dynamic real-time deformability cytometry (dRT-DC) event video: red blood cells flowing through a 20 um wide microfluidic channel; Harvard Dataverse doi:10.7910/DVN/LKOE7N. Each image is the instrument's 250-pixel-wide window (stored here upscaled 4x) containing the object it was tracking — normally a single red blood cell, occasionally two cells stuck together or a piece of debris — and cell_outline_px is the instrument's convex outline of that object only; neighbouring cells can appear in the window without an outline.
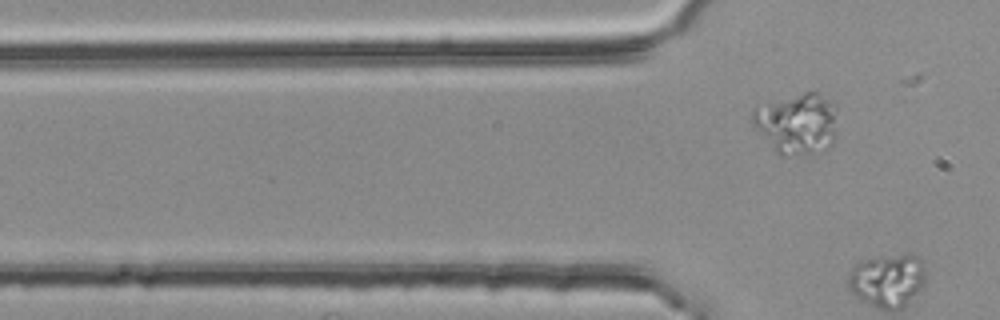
{"species": "common noctule bat (a hibernating species)", "species_latin": "Nyctalus noctula", "temperature_condition": "room temperature", "stored_images_in_passage": 3, "camera_frame_rate_fps": 3000, "um_per_image_px": 0.085, "animal": {"sex": "female", "body_mass_g": 25.1}, "frame": {"image": 1, "passage_image": 3, "time_ms": 0.667, "image_size_px": [1000, 320], "cell_outline_px": [[836, 136], [832, 144], [824, 152], [784, 156], [780, 156], [776, 152], [752, 124], [752, 108], [804, 92], [816, 92], [836, 104]], "centroid_in_image_um": [67.78, 10.53], "position_along_channel_um": 58.0, "area_um2": 30.29}}